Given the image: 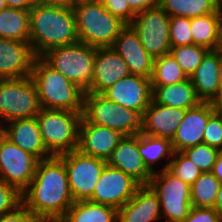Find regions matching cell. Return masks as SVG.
Returning a JSON list of instances; mask_svg holds the SVG:
<instances>
[{
  "mask_svg": "<svg viewBox=\"0 0 222 222\" xmlns=\"http://www.w3.org/2000/svg\"><path fill=\"white\" fill-rule=\"evenodd\" d=\"M74 202L64 162L56 156L38 161L34 178L23 192V205L36 218L60 221Z\"/></svg>",
  "mask_w": 222,
  "mask_h": 222,
  "instance_id": "6da1fadb",
  "label": "cell"
},
{
  "mask_svg": "<svg viewBox=\"0 0 222 222\" xmlns=\"http://www.w3.org/2000/svg\"><path fill=\"white\" fill-rule=\"evenodd\" d=\"M29 43L40 57L47 50L78 42L73 8L36 2L29 9Z\"/></svg>",
  "mask_w": 222,
  "mask_h": 222,
  "instance_id": "7a4b0ae2",
  "label": "cell"
},
{
  "mask_svg": "<svg viewBox=\"0 0 222 222\" xmlns=\"http://www.w3.org/2000/svg\"><path fill=\"white\" fill-rule=\"evenodd\" d=\"M31 78L41 108L69 110L82 114L84 91L49 66L41 57L33 63Z\"/></svg>",
  "mask_w": 222,
  "mask_h": 222,
  "instance_id": "3957f363",
  "label": "cell"
},
{
  "mask_svg": "<svg viewBox=\"0 0 222 222\" xmlns=\"http://www.w3.org/2000/svg\"><path fill=\"white\" fill-rule=\"evenodd\" d=\"M78 41L96 48L112 47L127 25L98 0H79L73 7Z\"/></svg>",
  "mask_w": 222,
  "mask_h": 222,
  "instance_id": "277c9868",
  "label": "cell"
},
{
  "mask_svg": "<svg viewBox=\"0 0 222 222\" xmlns=\"http://www.w3.org/2000/svg\"><path fill=\"white\" fill-rule=\"evenodd\" d=\"M81 122L108 127L124 136H131L141 133L143 113L117 105L101 93L84 92Z\"/></svg>",
  "mask_w": 222,
  "mask_h": 222,
  "instance_id": "5b68a950",
  "label": "cell"
},
{
  "mask_svg": "<svg viewBox=\"0 0 222 222\" xmlns=\"http://www.w3.org/2000/svg\"><path fill=\"white\" fill-rule=\"evenodd\" d=\"M36 118L43 144L51 156L58 157L77 149L82 114L41 108Z\"/></svg>",
  "mask_w": 222,
  "mask_h": 222,
  "instance_id": "8992f818",
  "label": "cell"
},
{
  "mask_svg": "<svg viewBox=\"0 0 222 222\" xmlns=\"http://www.w3.org/2000/svg\"><path fill=\"white\" fill-rule=\"evenodd\" d=\"M96 47L77 42L47 50L40 57L84 92L92 84Z\"/></svg>",
  "mask_w": 222,
  "mask_h": 222,
  "instance_id": "52a82bcc",
  "label": "cell"
},
{
  "mask_svg": "<svg viewBox=\"0 0 222 222\" xmlns=\"http://www.w3.org/2000/svg\"><path fill=\"white\" fill-rule=\"evenodd\" d=\"M40 110L37 87L31 76L0 79V127L13 120L36 117Z\"/></svg>",
  "mask_w": 222,
  "mask_h": 222,
  "instance_id": "ba28073f",
  "label": "cell"
},
{
  "mask_svg": "<svg viewBox=\"0 0 222 222\" xmlns=\"http://www.w3.org/2000/svg\"><path fill=\"white\" fill-rule=\"evenodd\" d=\"M148 185L160 201L162 221L183 222L192 207L191 186L167 168L153 173Z\"/></svg>",
  "mask_w": 222,
  "mask_h": 222,
  "instance_id": "9c48e42d",
  "label": "cell"
},
{
  "mask_svg": "<svg viewBox=\"0 0 222 222\" xmlns=\"http://www.w3.org/2000/svg\"><path fill=\"white\" fill-rule=\"evenodd\" d=\"M58 157L64 162L74 201L89 200L107 165L106 160L83 154L77 149Z\"/></svg>",
  "mask_w": 222,
  "mask_h": 222,
  "instance_id": "30bf717a",
  "label": "cell"
},
{
  "mask_svg": "<svg viewBox=\"0 0 222 222\" xmlns=\"http://www.w3.org/2000/svg\"><path fill=\"white\" fill-rule=\"evenodd\" d=\"M169 21L170 16L156 6L137 13L130 23L146 52L154 59L170 53Z\"/></svg>",
  "mask_w": 222,
  "mask_h": 222,
  "instance_id": "8fae6325",
  "label": "cell"
},
{
  "mask_svg": "<svg viewBox=\"0 0 222 222\" xmlns=\"http://www.w3.org/2000/svg\"><path fill=\"white\" fill-rule=\"evenodd\" d=\"M38 159L23 151L0 132V179L22 193L34 178Z\"/></svg>",
  "mask_w": 222,
  "mask_h": 222,
  "instance_id": "7c38bea8",
  "label": "cell"
},
{
  "mask_svg": "<svg viewBox=\"0 0 222 222\" xmlns=\"http://www.w3.org/2000/svg\"><path fill=\"white\" fill-rule=\"evenodd\" d=\"M140 186L133 177L107 164L89 201L118 210L134 196Z\"/></svg>",
  "mask_w": 222,
  "mask_h": 222,
  "instance_id": "4fadbf2b",
  "label": "cell"
},
{
  "mask_svg": "<svg viewBox=\"0 0 222 222\" xmlns=\"http://www.w3.org/2000/svg\"><path fill=\"white\" fill-rule=\"evenodd\" d=\"M101 94L117 105L143 113L152 101L151 80L130 74L115 82Z\"/></svg>",
  "mask_w": 222,
  "mask_h": 222,
  "instance_id": "5bb4252c",
  "label": "cell"
},
{
  "mask_svg": "<svg viewBox=\"0 0 222 222\" xmlns=\"http://www.w3.org/2000/svg\"><path fill=\"white\" fill-rule=\"evenodd\" d=\"M218 108V104L201 102L196 107L187 109L171 140L174 152L183 151L186 148L203 143L208 118Z\"/></svg>",
  "mask_w": 222,
  "mask_h": 222,
  "instance_id": "9a60e30c",
  "label": "cell"
},
{
  "mask_svg": "<svg viewBox=\"0 0 222 222\" xmlns=\"http://www.w3.org/2000/svg\"><path fill=\"white\" fill-rule=\"evenodd\" d=\"M36 57L29 42L0 38V79L31 76Z\"/></svg>",
  "mask_w": 222,
  "mask_h": 222,
  "instance_id": "2e32d148",
  "label": "cell"
},
{
  "mask_svg": "<svg viewBox=\"0 0 222 222\" xmlns=\"http://www.w3.org/2000/svg\"><path fill=\"white\" fill-rule=\"evenodd\" d=\"M112 47L126 62L130 74L151 78L154 58L146 52L130 24L121 30Z\"/></svg>",
  "mask_w": 222,
  "mask_h": 222,
  "instance_id": "e0dca14e",
  "label": "cell"
},
{
  "mask_svg": "<svg viewBox=\"0 0 222 222\" xmlns=\"http://www.w3.org/2000/svg\"><path fill=\"white\" fill-rule=\"evenodd\" d=\"M130 75L126 62L113 47L96 49L92 84L87 92L102 93L115 82Z\"/></svg>",
  "mask_w": 222,
  "mask_h": 222,
  "instance_id": "ac0fdd59",
  "label": "cell"
},
{
  "mask_svg": "<svg viewBox=\"0 0 222 222\" xmlns=\"http://www.w3.org/2000/svg\"><path fill=\"white\" fill-rule=\"evenodd\" d=\"M123 137L119 131L108 127L80 122L77 150L107 161Z\"/></svg>",
  "mask_w": 222,
  "mask_h": 222,
  "instance_id": "d6986e66",
  "label": "cell"
},
{
  "mask_svg": "<svg viewBox=\"0 0 222 222\" xmlns=\"http://www.w3.org/2000/svg\"><path fill=\"white\" fill-rule=\"evenodd\" d=\"M0 132L23 151L39 161L51 158L46 150L36 117L13 120L0 127Z\"/></svg>",
  "mask_w": 222,
  "mask_h": 222,
  "instance_id": "ffe728a7",
  "label": "cell"
},
{
  "mask_svg": "<svg viewBox=\"0 0 222 222\" xmlns=\"http://www.w3.org/2000/svg\"><path fill=\"white\" fill-rule=\"evenodd\" d=\"M219 63L220 49L209 50L197 69L189 76L201 102L219 104L222 101L218 77Z\"/></svg>",
  "mask_w": 222,
  "mask_h": 222,
  "instance_id": "44dd1931",
  "label": "cell"
},
{
  "mask_svg": "<svg viewBox=\"0 0 222 222\" xmlns=\"http://www.w3.org/2000/svg\"><path fill=\"white\" fill-rule=\"evenodd\" d=\"M106 162L130 175L141 185H148L152 177L138 151V134L124 136Z\"/></svg>",
  "mask_w": 222,
  "mask_h": 222,
  "instance_id": "7402d4cb",
  "label": "cell"
},
{
  "mask_svg": "<svg viewBox=\"0 0 222 222\" xmlns=\"http://www.w3.org/2000/svg\"><path fill=\"white\" fill-rule=\"evenodd\" d=\"M160 201L149 185H141L134 196L118 209L117 222H161Z\"/></svg>",
  "mask_w": 222,
  "mask_h": 222,
  "instance_id": "603a6c76",
  "label": "cell"
},
{
  "mask_svg": "<svg viewBox=\"0 0 222 222\" xmlns=\"http://www.w3.org/2000/svg\"><path fill=\"white\" fill-rule=\"evenodd\" d=\"M186 109L163 106L151 101L143 112L141 133L172 140Z\"/></svg>",
  "mask_w": 222,
  "mask_h": 222,
  "instance_id": "cb8c5ba5",
  "label": "cell"
},
{
  "mask_svg": "<svg viewBox=\"0 0 222 222\" xmlns=\"http://www.w3.org/2000/svg\"><path fill=\"white\" fill-rule=\"evenodd\" d=\"M154 103L182 109H191L201 103L190 78L175 84L152 85Z\"/></svg>",
  "mask_w": 222,
  "mask_h": 222,
  "instance_id": "d4e9b609",
  "label": "cell"
},
{
  "mask_svg": "<svg viewBox=\"0 0 222 222\" xmlns=\"http://www.w3.org/2000/svg\"><path fill=\"white\" fill-rule=\"evenodd\" d=\"M138 151L145 166L152 174L166 169L174 153L171 140L153 137L143 133L138 134ZM163 161L166 162L164 163ZM159 162L161 163L160 165L163 164L162 167L157 166ZM157 168L159 170H157Z\"/></svg>",
  "mask_w": 222,
  "mask_h": 222,
  "instance_id": "484cf974",
  "label": "cell"
},
{
  "mask_svg": "<svg viewBox=\"0 0 222 222\" xmlns=\"http://www.w3.org/2000/svg\"><path fill=\"white\" fill-rule=\"evenodd\" d=\"M191 34L194 44L217 50L221 46L222 12L191 18Z\"/></svg>",
  "mask_w": 222,
  "mask_h": 222,
  "instance_id": "4316f807",
  "label": "cell"
},
{
  "mask_svg": "<svg viewBox=\"0 0 222 222\" xmlns=\"http://www.w3.org/2000/svg\"><path fill=\"white\" fill-rule=\"evenodd\" d=\"M117 213V209L108 205L76 201L59 222H117Z\"/></svg>",
  "mask_w": 222,
  "mask_h": 222,
  "instance_id": "83f0119b",
  "label": "cell"
},
{
  "mask_svg": "<svg viewBox=\"0 0 222 222\" xmlns=\"http://www.w3.org/2000/svg\"><path fill=\"white\" fill-rule=\"evenodd\" d=\"M0 38L29 42V10L10 7L0 10Z\"/></svg>",
  "mask_w": 222,
  "mask_h": 222,
  "instance_id": "f1b7e54d",
  "label": "cell"
},
{
  "mask_svg": "<svg viewBox=\"0 0 222 222\" xmlns=\"http://www.w3.org/2000/svg\"><path fill=\"white\" fill-rule=\"evenodd\" d=\"M159 7L170 17L194 18L222 12L216 7L214 0H160Z\"/></svg>",
  "mask_w": 222,
  "mask_h": 222,
  "instance_id": "f546056e",
  "label": "cell"
},
{
  "mask_svg": "<svg viewBox=\"0 0 222 222\" xmlns=\"http://www.w3.org/2000/svg\"><path fill=\"white\" fill-rule=\"evenodd\" d=\"M221 182L212 172H202L191 185L190 198L192 207L214 208Z\"/></svg>",
  "mask_w": 222,
  "mask_h": 222,
  "instance_id": "4dcf8cb0",
  "label": "cell"
},
{
  "mask_svg": "<svg viewBox=\"0 0 222 222\" xmlns=\"http://www.w3.org/2000/svg\"><path fill=\"white\" fill-rule=\"evenodd\" d=\"M188 78L171 53L154 59L151 85L175 84Z\"/></svg>",
  "mask_w": 222,
  "mask_h": 222,
  "instance_id": "1f68e13d",
  "label": "cell"
},
{
  "mask_svg": "<svg viewBox=\"0 0 222 222\" xmlns=\"http://www.w3.org/2000/svg\"><path fill=\"white\" fill-rule=\"evenodd\" d=\"M208 51L207 48L196 44L171 47L170 49L171 55L188 77L197 69Z\"/></svg>",
  "mask_w": 222,
  "mask_h": 222,
  "instance_id": "d6a6232c",
  "label": "cell"
},
{
  "mask_svg": "<svg viewBox=\"0 0 222 222\" xmlns=\"http://www.w3.org/2000/svg\"><path fill=\"white\" fill-rule=\"evenodd\" d=\"M167 169L190 186L201 176L199 168L182 151H175Z\"/></svg>",
  "mask_w": 222,
  "mask_h": 222,
  "instance_id": "836d02e7",
  "label": "cell"
},
{
  "mask_svg": "<svg viewBox=\"0 0 222 222\" xmlns=\"http://www.w3.org/2000/svg\"><path fill=\"white\" fill-rule=\"evenodd\" d=\"M219 151L218 148L201 143L186 148L182 152L199 168L201 172H211Z\"/></svg>",
  "mask_w": 222,
  "mask_h": 222,
  "instance_id": "e575fe53",
  "label": "cell"
},
{
  "mask_svg": "<svg viewBox=\"0 0 222 222\" xmlns=\"http://www.w3.org/2000/svg\"><path fill=\"white\" fill-rule=\"evenodd\" d=\"M191 18L170 17L169 21V41L171 47L192 45L194 39L191 34Z\"/></svg>",
  "mask_w": 222,
  "mask_h": 222,
  "instance_id": "d590c367",
  "label": "cell"
},
{
  "mask_svg": "<svg viewBox=\"0 0 222 222\" xmlns=\"http://www.w3.org/2000/svg\"><path fill=\"white\" fill-rule=\"evenodd\" d=\"M23 205V193L0 179V216Z\"/></svg>",
  "mask_w": 222,
  "mask_h": 222,
  "instance_id": "8d00e7d4",
  "label": "cell"
},
{
  "mask_svg": "<svg viewBox=\"0 0 222 222\" xmlns=\"http://www.w3.org/2000/svg\"><path fill=\"white\" fill-rule=\"evenodd\" d=\"M203 143L222 150V110L220 108L208 118Z\"/></svg>",
  "mask_w": 222,
  "mask_h": 222,
  "instance_id": "74e56055",
  "label": "cell"
},
{
  "mask_svg": "<svg viewBox=\"0 0 222 222\" xmlns=\"http://www.w3.org/2000/svg\"><path fill=\"white\" fill-rule=\"evenodd\" d=\"M112 15L130 24L136 13L130 8L127 0H98Z\"/></svg>",
  "mask_w": 222,
  "mask_h": 222,
  "instance_id": "f35d334b",
  "label": "cell"
},
{
  "mask_svg": "<svg viewBox=\"0 0 222 222\" xmlns=\"http://www.w3.org/2000/svg\"><path fill=\"white\" fill-rule=\"evenodd\" d=\"M219 213L214 208L191 207L183 222H220Z\"/></svg>",
  "mask_w": 222,
  "mask_h": 222,
  "instance_id": "ab89813d",
  "label": "cell"
},
{
  "mask_svg": "<svg viewBox=\"0 0 222 222\" xmlns=\"http://www.w3.org/2000/svg\"><path fill=\"white\" fill-rule=\"evenodd\" d=\"M35 219L36 217L24 205L0 216V222H33Z\"/></svg>",
  "mask_w": 222,
  "mask_h": 222,
  "instance_id": "60d3db41",
  "label": "cell"
},
{
  "mask_svg": "<svg viewBox=\"0 0 222 222\" xmlns=\"http://www.w3.org/2000/svg\"><path fill=\"white\" fill-rule=\"evenodd\" d=\"M130 8L137 14L146 9L159 6L160 0H127Z\"/></svg>",
  "mask_w": 222,
  "mask_h": 222,
  "instance_id": "b9f144b4",
  "label": "cell"
},
{
  "mask_svg": "<svg viewBox=\"0 0 222 222\" xmlns=\"http://www.w3.org/2000/svg\"><path fill=\"white\" fill-rule=\"evenodd\" d=\"M37 0H5L6 6L15 9L29 10Z\"/></svg>",
  "mask_w": 222,
  "mask_h": 222,
  "instance_id": "7bdbcfd3",
  "label": "cell"
},
{
  "mask_svg": "<svg viewBox=\"0 0 222 222\" xmlns=\"http://www.w3.org/2000/svg\"><path fill=\"white\" fill-rule=\"evenodd\" d=\"M40 3L73 8L79 0H37Z\"/></svg>",
  "mask_w": 222,
  "mask_h": 222,
  "instance_id": "ee69618b",
  "label": "cell"
},
{
  "mask_svg": "<svg viewBox=\"0 0 222 222\" xmlns=\"http://www.w3.org/2000/svg\"><path fill=\"white\" fill-rule=\"evenodd\" d=\"M211 172L222 183V150L218 152L216 162Z\"/></svg>",
  "mask_w": 222,
  "mask_h": 222,
  "instance_id": "f6af8a7d",
  "label": "cell"
},
{
  "mask_svg": "<svg viewBox=\"0 0 222 222\" xmlns=\"http://www.w3.org/2000/svg\"><path fill=\"white\" fill-rule=\"evenodd\" d=\"M214 209L219 213L220 218H222V183L220 184V187L216 196Z\"/></svg>",
  "mask_w": 222,
  "mask_h": 222,
  "instance_id": "bcb514c9",
  "label": "cell"
},
{
  "mask_svg": "<svg viewBox=\"0 0 222 222\" xmlns=\"http://www.w3.org/2000/svg\"><path fill=\"white\" fill-rule=\"evenodd\" d=\"M218 77H219V83H220L221 91H222V50H220V63H219Z\"/></svg>",
  "mask_w": 222,
  "mask_h": 222,
  "instance_id": "7dc6e473",
  "label": "cell"
},
{
  "mask_svg": "<svg viewBox=\"0 0 222 222\" xmlns=\"http://www.w3.org/2000/svg\"><path fill=\"white\" fill-rule=\"evenodd\" d=\"M33 222H59V221L49 218H36Z\"/></svg>",
  "mask_w": 222,
  "mask_h": 222,
  "instance_id": "c3c4849f",
  "label": "cell"
},
{
  "mask_svg": "<svg viewBox=\"0 0 222 222\" xmlns=\"http://www.w3.org/2000/svg\"><path fill=\"white\" fill-rule=\"evenodd\" d=\"M216 7L222 11V0H214Z\"/></svg>",
  "mask_w": 222,
  "mask_h": 222,
  "instance_id": "681fc988",
  "label": "cell"
},
{
  "mask_svg": "<svg viewBox=\"0 0 222 222\" xmlns=\"http://www.w3.org/2000/svg\"><path fill=\"white\" fill-rule=\"evenodd\" d=\"M6 3H5V0H0V10L6 8Z\"/></svg>",
  "mask_w": 222,
  "mask_h": 222,
  "instance_id": "f907efd6",
  "label": "cell"
},
{
  "mask_svg": "<svg viewBox=\"0 0 222 222\" xmlns=\"http://www.w3.org/2000/svg\"><path fill=\"white\" fill-rule=\"evenodd\" d=\"M220 50H222V34H221V46H220Z\"/></svg>",
  "mask_w": 222,
  "mask_h": 222,
  "instance_id": "816d5d0a",
  "label": "cell"
}]
</instances>
